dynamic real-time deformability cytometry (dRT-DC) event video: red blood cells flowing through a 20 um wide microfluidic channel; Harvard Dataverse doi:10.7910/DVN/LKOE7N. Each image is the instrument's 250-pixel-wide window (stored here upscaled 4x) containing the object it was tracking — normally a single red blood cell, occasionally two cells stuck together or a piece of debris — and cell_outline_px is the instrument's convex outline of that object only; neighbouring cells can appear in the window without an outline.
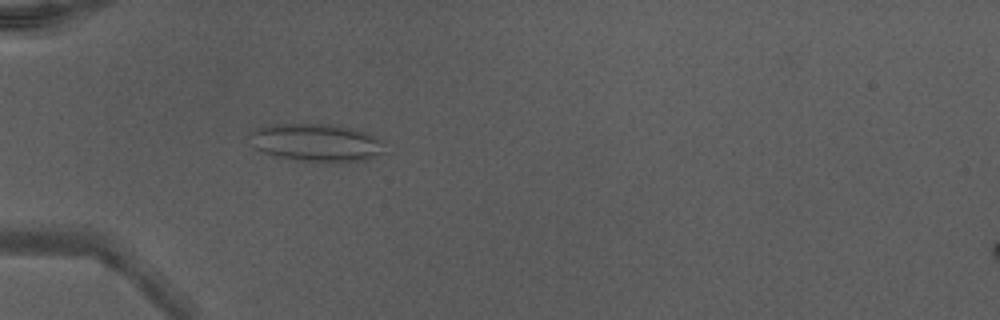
{"species": "Egyptian fruit bat (a non-hibernating species)", "species_latin": "Rousettus aegyptiacus", "temperature_condition": "warm", "stored_images_in_passage": 46, "camera_frame_rate_fps": 3000, "um_per_image_px": 0.085, "animal": {"sex": "male"}, "frame": {"image": 1, "passage_image": 14, "time_ms": 4.333, "image_size_px": [1000, 320], "cell_outline_px": [[384, 152], [368, 160], [344, 164], [324, 164], [296, 160], [276, 156], [264, 152], [256, 148], [244, 136], [248, 132], [256, 128], [276, 124], [340, 124], [356, 128], [376, 136], [384, 140]], "centroid_in_image_um": [26.94, 12.15], "position_along_channel_um": 58.1, "area_um2": 31.21}}
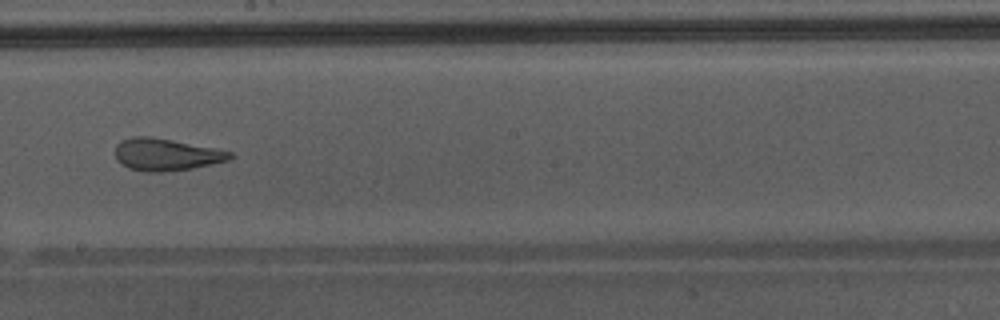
{"frame": {"image": 2, "passage_image": 27, "time_ms": 8.667, "image_size_px": [1000, 320], "cell_outline_px": [[236, 156], [228, 160], [212, 164], [192, 168], [160, 172], [144, 172], [128, 168], [120, 164], [116, 160], [116, 144], [120, 140], [132, 136], [152, 136], [232, 152]], "centroid_in_image_um": [14.07, 13.14], "position_along_channel_um": 234.1, "area_um2": 21.56}, "authors_computed_cell_mechanics": {"area_um2": 25.7788, "velocity_mm_per_s": 4.3338, "shape_relaxation_time_tau1_ms": null, "shape_relaxation_time_tau2_ms": 1.3786, "deformation_change_tau1": null, "deformation_change_tau2": 0.1023}}